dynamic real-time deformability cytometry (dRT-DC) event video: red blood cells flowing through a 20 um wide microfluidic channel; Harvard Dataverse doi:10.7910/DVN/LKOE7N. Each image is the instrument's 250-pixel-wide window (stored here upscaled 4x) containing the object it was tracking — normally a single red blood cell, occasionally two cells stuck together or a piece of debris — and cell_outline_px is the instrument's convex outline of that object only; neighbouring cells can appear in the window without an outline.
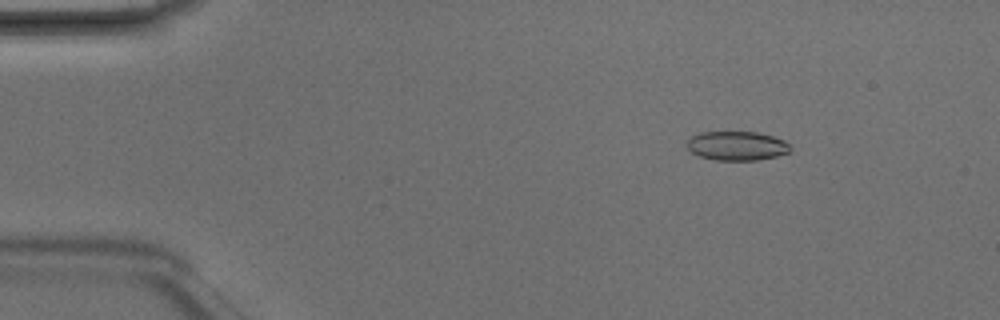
{"species": "Egyptian fruit bat (a non-hibernating species)", "species_latin": "Rousettus aegyptiacus", "temperature_condition": "room temperature", "stored_images_in_passage": 4, "camera_frame_rate_fps": 3000, "um_per_image_px": 0.085, "animal": {"sex": "male"}, "frame": {"image": 1, "passage_image": 2, "time_ms": 0.333, "image_size_px": [1000, 320], "cell_outline_px": [[788, 152], [776, 156], [756, 160], [716, 160], [700, 156], [692, 152], [684, 144], [692, 136], [700, 132], [756, 132], [772, 136], [784, 140], [788, 144]], "centroid_in_image_um": [62.58, 12.39], "position_along_channel_um": 22.4, "area_um2": 17.34}}